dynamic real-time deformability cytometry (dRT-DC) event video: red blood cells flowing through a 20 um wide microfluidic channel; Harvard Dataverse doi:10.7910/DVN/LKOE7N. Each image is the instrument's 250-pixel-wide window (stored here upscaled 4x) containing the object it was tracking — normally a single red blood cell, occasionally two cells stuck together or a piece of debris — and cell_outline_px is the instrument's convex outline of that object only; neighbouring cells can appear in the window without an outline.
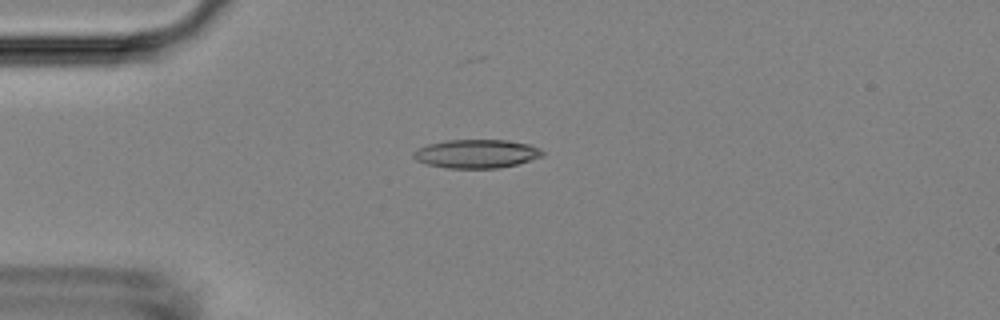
{"species": "Egyptian fruit bat (a non-hibernating species)", "species_latin": "Rousettus aegyptiacus", "temperature_condition": "room temperature", "stored_images_in_passage": 6, "camera_frame_rate_fps": 3000, "um_per_image_px": 0.085, "animal": {"sex": "female"}, "frame": {"image": 1, "passage_image": 3, "time_ms": 0.667, "image_size_px": [1000, 320], "cell_outline_px": [[544, 152], [540, 156], [516, 164], [500, 168], [444, 168], [428, 164], [416, 160], [412, 156], [412, 152], [416, 148], [428, 144], [444, 140], [508, 140], [528, 144], [540, 148]], "centroid_in_image_um": [40.43, 13.06], "position_along_channel_um": 44.6, "area_um2": 21.5}}
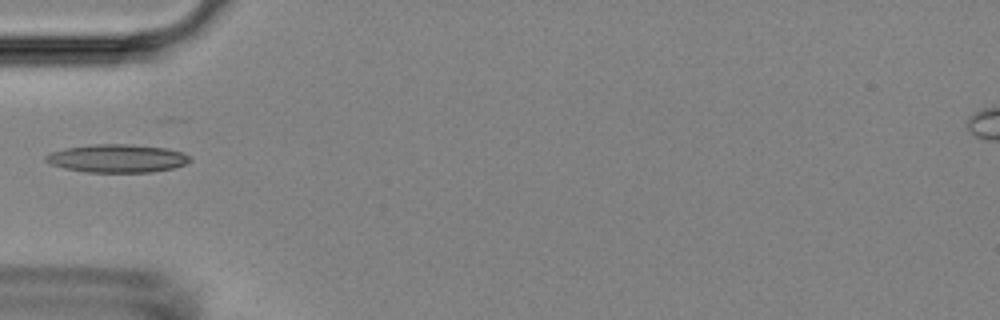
{"frame": {"image": 2, "passage_image": 4, "time_ms": 1.0, "image_size_px": [1000, 320], "cell_outline_px": [[192, 160], [184, 164], [172, 168], [152, 172], [88, 172], [64, 168], [52, 164], [44, 160], [44, 156], [52, 152], [64, 148], [92, 144], [128, 144], [168, 148], [184, 152], [192, 156]], "centroid_in_image_um": [9.99, 13.45], "position_along_channel_um": 75.0, "area_um2": 23.76}}